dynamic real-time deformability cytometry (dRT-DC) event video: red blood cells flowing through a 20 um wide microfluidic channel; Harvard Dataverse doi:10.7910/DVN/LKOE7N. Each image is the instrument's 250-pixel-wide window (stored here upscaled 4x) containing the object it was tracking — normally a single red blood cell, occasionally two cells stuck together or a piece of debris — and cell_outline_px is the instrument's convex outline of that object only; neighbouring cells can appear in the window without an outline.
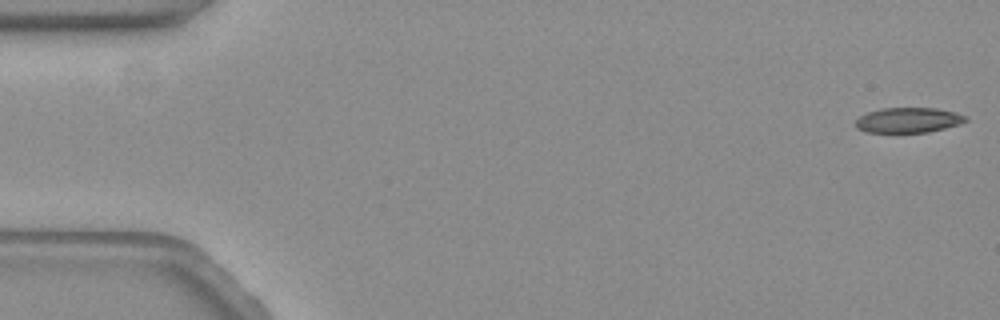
{"species": "common noctule bat (a hibernating species)", "species_latin": "Nyctalus noctula", "temperature_condition": "warm", "stored_images_in_passage": 5, "camera_frame_rate_fps": 3000, "um_per_image_px": 0.085, "animal": {"sex": "female", "body_mass_g": 19.3, "forearm_length_mm": 54.1}, "frame": {"image": 1, "passage_image": 1, "time_ms": 0.0, "image_size_px": [1000, 320], "cell_outline_px": [[968, 120], [960, 124], [928, 132], [864, 132], [856, 128], [852, 124], [860, 116], [868, 112], [880, 108], [936, 108], [956, 112], [968, 116]], "centroid_in_image_um": [77.19, 10.21], "position_along_channel_um": 7.8, "area_um2": 16.3}}